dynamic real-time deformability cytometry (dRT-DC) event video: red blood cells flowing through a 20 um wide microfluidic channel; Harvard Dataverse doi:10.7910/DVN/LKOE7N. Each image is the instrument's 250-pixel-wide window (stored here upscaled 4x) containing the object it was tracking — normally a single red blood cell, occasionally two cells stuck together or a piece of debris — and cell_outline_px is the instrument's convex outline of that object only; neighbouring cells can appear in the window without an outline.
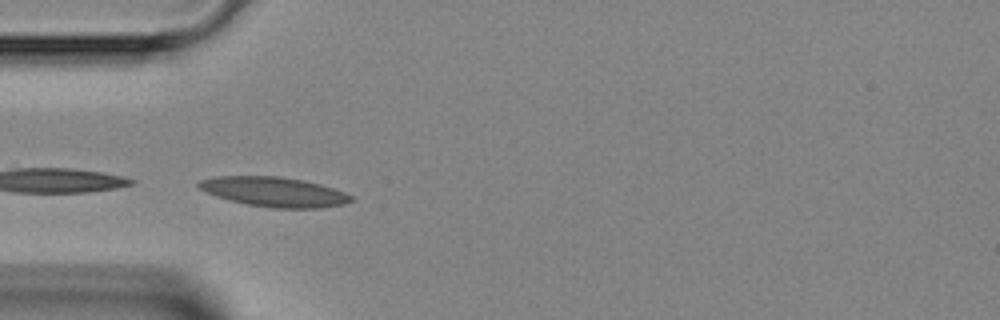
{"species": "Egyptian fruit bat (a non-hibernating species)", "species_latin": "Rousettus aegyptiacus", "temperature_condition": "room temperature", "stored_images_in_passage": 26, "camera_frame_rate_fps": 3000, "um_per_image_px": 0.085, "animal": {"sex": "female"}, "frame": {"image": 1, "passage_image": 12, "time_ms": 3.667, "image_size_px": [1000, 320], "cell_outline_px": [[352, 200], [344, 204], [320, 208], [272, 208], [248, 204], [228, 200], [216, 196], [200, 188], [196, 184], [200, 180], [216, 176], [280, 176], [304, 180], [320, 184], [344, 192], [352, 196]], "centroid_in_image_um": [23.3, 16.3], "position_along_channel_um": 61.7, "area_um2": 26.24}}
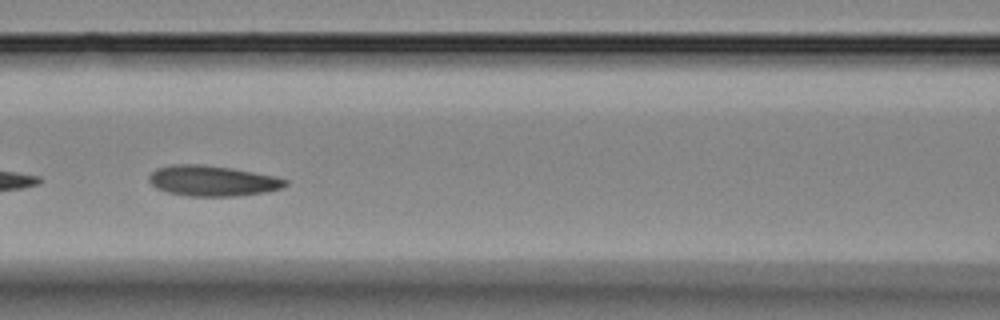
{"frame": {"image": 2, "passage_image": 18, "time_ms": 5.667, "image_size_px": [1000, 320], "cell_outline_px": [[288, 184], [284, 188], [268, 192], [236, 196], [188, 196], [168, 192], [156, 188], [148, 180], [148, 176], [156, 168], [172, 164], [204, 164], [232, 168], [276, 176], [288, 180]], "centroid_in_image_um": [18.09, 15.36], "position_along_channel_um": 148.5, "area_um2": 24.57}}
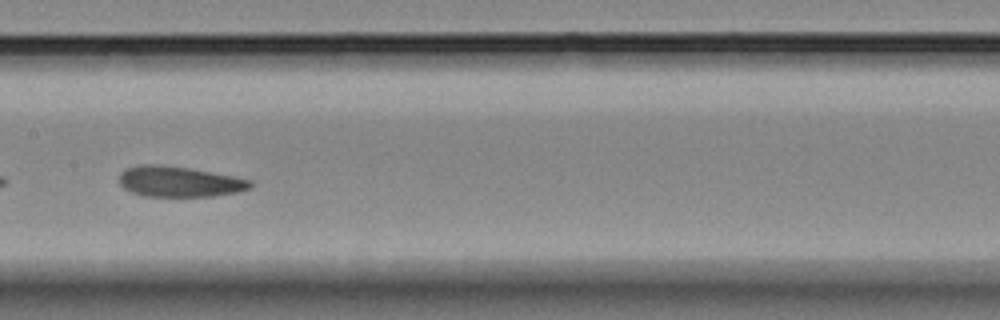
{"frame": {"image": 3, "passage_image": 21, "time_ms": 6.667, "image_size_px": [1000, 320], "cell_outline_px": [[256, 184], [252, 188], [236, 192], [216, 196], [144, 196], [132, 192], [124, 188], [120, 184], [120, 172], [124, 168], [136, 164], [160, 164], [188, 168], [212, 172], [252, 180]], "centroid_in_image_um": [15.24, 15.43], "position_along_channel_um": 192.2, "area_um2": 23.58}}